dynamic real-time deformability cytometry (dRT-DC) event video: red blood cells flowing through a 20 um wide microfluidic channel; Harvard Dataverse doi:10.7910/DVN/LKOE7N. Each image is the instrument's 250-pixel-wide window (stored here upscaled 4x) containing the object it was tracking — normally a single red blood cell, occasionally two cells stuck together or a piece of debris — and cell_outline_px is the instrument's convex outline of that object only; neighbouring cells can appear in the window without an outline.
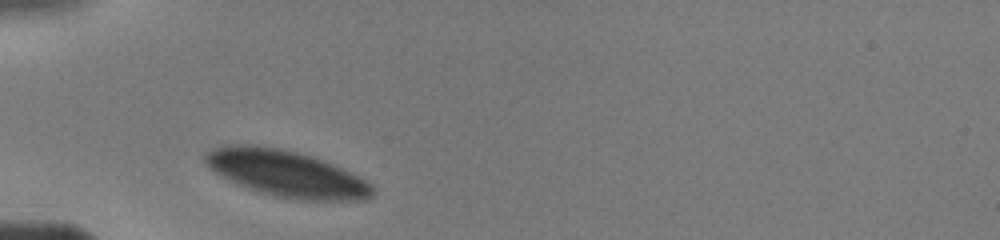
{"species": "human", "species_latin": "Homo sapiens", "temperature_condition": "warm", "stored_images_in_passage": 18, "camera_frame_rate_fps": 3000, "um_per_image_px": 0.085, "donor": {"sex": "male"}, "frame": {"image": 1, "passage_image": 1, "time_ms": 0.0, "image_size_px": [1000, 240], "cell_outline_px": [[376, 192], [368, 200], [304, 200], [272, 196], [248, 188], [208, 168], [204, 164], [204, 156], [208, 152], [224, 144], [256, 144], [280, 148], [312, 156], [324, 160], [372, 184], [376, 188]], "centroid_in_image_um": [24.35, 14.75], "position_along_channel_um": 60.6, "area_um2": 45.08}}
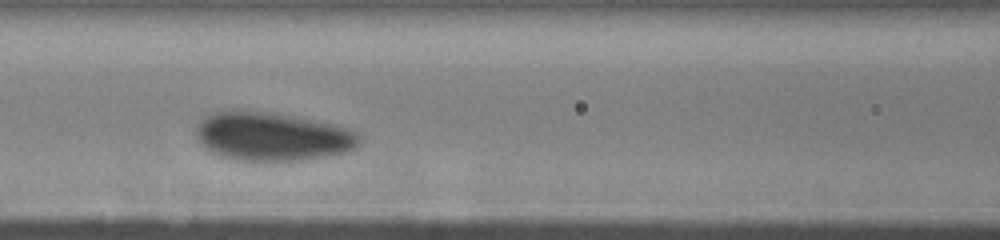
{"frame": {"image": 2, "passage_image": 11, "time_ms": 2.333, "image_size_px": [1000, 240], "cell_outline_px": [[360, 140], [356, 148], [344, 152], [324, 156], [300, 160], [232, 160], [220, 156], [204, 148], [196, 136], [196, 124], [204, 116], [212, 112], [224, 108], [240, 108], [276, 112], [300, 116], [336, 124], [352, 128], [360, 136]], "centroid_in_image_um": [23.09, 11.54], "position_along_channel_um": 143.5, "area_um2": 47.57}}
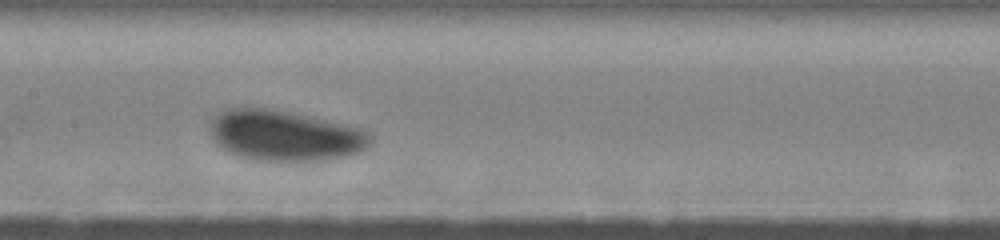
{"frame": {"image": 3, "passage_image": 17, "time_ms": 3.333, "image_size_px": [1000, 240], "cell_outline_px": [[372, 140], [360, 152], [348, 156], [324, 160], [252, 160], [228, 152], [220, 148], [216, 144], [212, 136], [212, 120], [216, 112], [224, 108], [268, 108], [288, 112], [360, 128], [372, 136]], "centroid_in_image_um": [24.16, 11.53], "position_along_channel_um": 183.2, "area_um2": 46.82}}